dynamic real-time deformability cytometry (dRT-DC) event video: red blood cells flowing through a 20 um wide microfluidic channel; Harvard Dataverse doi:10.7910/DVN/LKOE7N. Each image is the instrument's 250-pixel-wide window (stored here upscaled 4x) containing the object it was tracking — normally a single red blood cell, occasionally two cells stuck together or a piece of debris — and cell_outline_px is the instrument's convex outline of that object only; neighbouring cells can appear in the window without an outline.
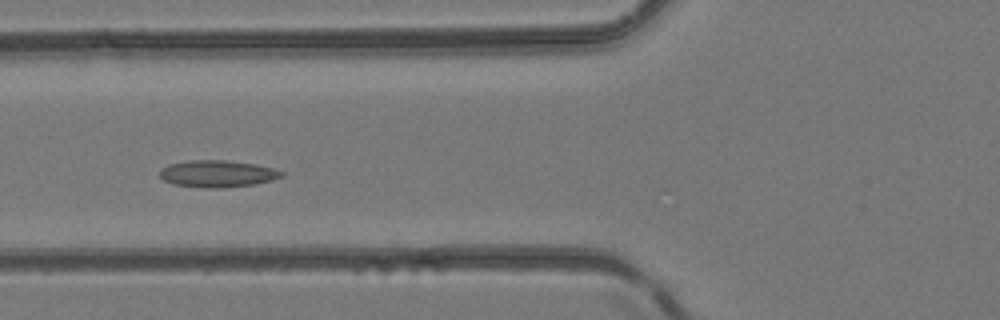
{"species": "common noctule bat (a hibernating species)", "species_latin": "Nyctalus noctula", "temperature_condition": "room temperature", "stored_images_in_passage": 14, "camera_frame_rate_fps": 3000, "um_per_image_px": 0.085, "animal": {"sex": "female", "body_mass_g": 24.6, "forearm_length_mm": 56.2}, "frame": {"image": 1, "passage_image": 4, "time_ms": 1.0, "image_size_px": [1000, 320], "cell_outline_px": [[284, 176], [272, 180], [252, 184], [220, 188], [204, 188], [172, 184], [164, 180], [160, 176], [160, 168], [168, 164], [188, 160], [224, 160], [256, 164], [272, 168], [284, 172]], "centroid_in_image_um": [18.45, 14.76], "position_along_channel_um": 107.3, "area_um2": 19.13}}
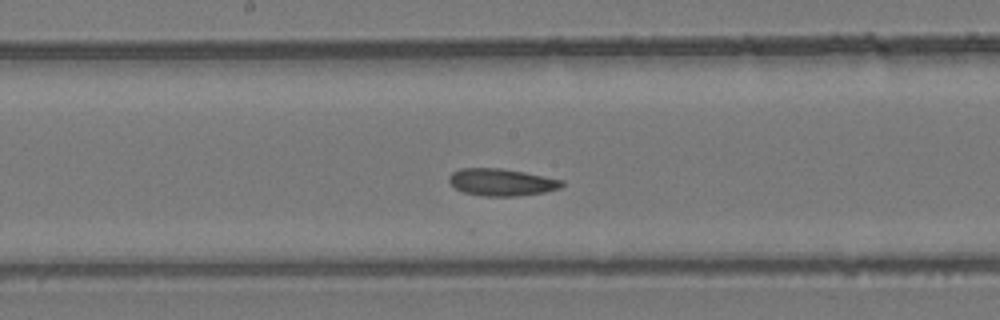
{"frame": {"image": 2, "passage_image": 10, "time_ms": 3.0, "image_size_px": [1000, 320], "cell_outline_px": [[564, 184], [560, 188], [544, 192], [520, 196], [484, 196], [464, 192], [456, 188], [448, 180], [448, 176], [452, 172], [460, 168], [500, 168], [524, 172], [564, 180]], "centroid_in_image_um": [42.64, 15.48], "position_along_channel_um": 205.6, "area_um2": 17.86}}
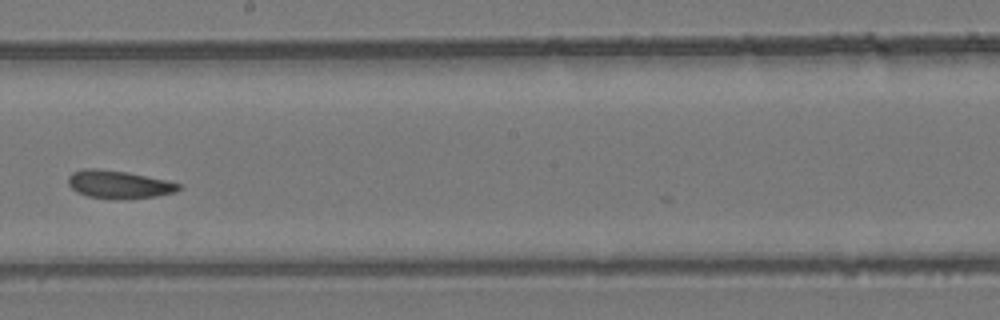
{"frame": {"image": 3, "passage_image": 12, "time_ms": 3.667, "image_size_px": [1000, 320], "cell_outline_px": [[180, 188], [172, 192], [156, 196], [116, 200], [88, 196], [76, 192], [68, 184], [68, 176], [72, 172], [84, 168], [96, 168], [124, 172], [164, 180], [180, 184]], "centroid_in_image_um": [10.01, 15.68], "position_along_channel_um": 238.2, "area_um2": 17.74}}